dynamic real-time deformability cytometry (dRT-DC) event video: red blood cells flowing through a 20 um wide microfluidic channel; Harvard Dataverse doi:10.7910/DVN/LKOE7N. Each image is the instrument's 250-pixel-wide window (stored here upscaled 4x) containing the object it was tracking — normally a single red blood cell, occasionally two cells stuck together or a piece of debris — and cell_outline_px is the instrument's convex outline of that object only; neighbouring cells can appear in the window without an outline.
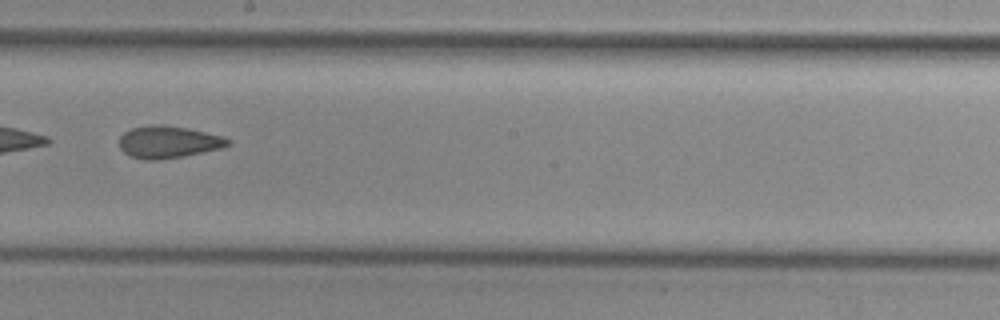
{"species": "common noctule bat (a hibernating species)", "species_latin": "Nyctalus noctula", "temperature_condition": "cold", "stored_images_in_passage": 52, "camera_frame_rate_fps": 3000, "um_per_image_px": 0.085, "animal": {"sex": "female", "body_mass_g": 29.2, "forearm_length_mm": 56.3}, "frame": {"image": 1, "passage_image": 30, "time_ms": 9.667, "image_size_px": [1000, 320], "cell_outline_px": [[232, 144], [224, 148], [184, 156], [156, 160], [144, 160], [128, 156], [120, 148], [120, 136], [124, 132], [132, 128], [152, 124], [164, 124], [188, 128], [224, 136]], "centroid_in_image_um": [14.32, 12.07], "position_along_channel_um": 233.9, "area_um2": 20.63}, "authors_computed_cell_mechanics": {"area_um2": 21.5594, "velocity_mm_per_s": 3.8291, "shape_relaxation_time_tau1_ms": null, "shape_relaxation_time_tau2_ms": 2.5047, "deformation_change_tau1": null, "deformation_change_tau2": 0.1009}}